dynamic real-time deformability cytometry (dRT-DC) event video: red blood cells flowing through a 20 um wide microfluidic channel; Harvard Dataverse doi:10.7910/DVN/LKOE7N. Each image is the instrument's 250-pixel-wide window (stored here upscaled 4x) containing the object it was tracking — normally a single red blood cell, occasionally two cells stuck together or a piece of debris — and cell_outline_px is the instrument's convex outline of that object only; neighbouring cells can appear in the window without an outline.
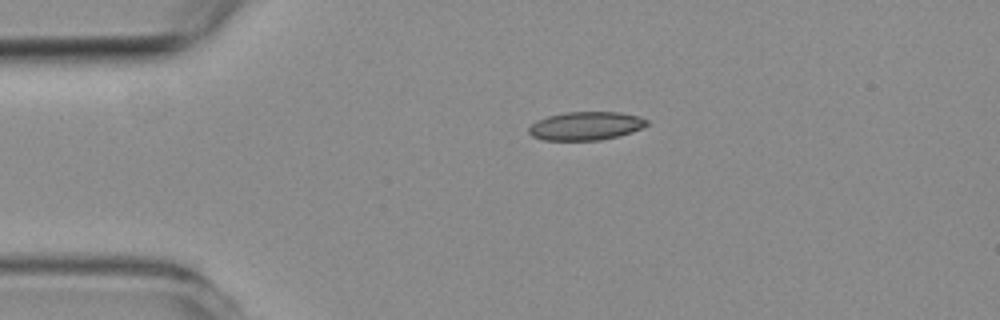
{"species": "common noctule bat (a hibernating species)", "species_latin": "Nyctalus noctula", "temperature_condition": "room temperature", "stored_images_in_passage": 3, "camera_frame_rate_fps": 3000, "um_per_image_px": 0.085, "animal": {"sex": "female", "body_mass_g": 19.3, "forearm_length_mm": 54.1}, "frame": {"image": 1, "passage_image": 1, "time_ms": 0.0, "image_size_px": [1000, 320], "cell_outline_px": [[648, 124], [632, 132], [620, 136], [600, 140], [544, 140], [532, 136], [528, 132], [528, 128], [536, 120], [548, 116], [564, 112], [620, 112], [640, 116], [648, 120]], "centroid_in_image_um": [49.79, 10.7], "position_along_channel_um": 35.2, "area_um2": 19.65}}
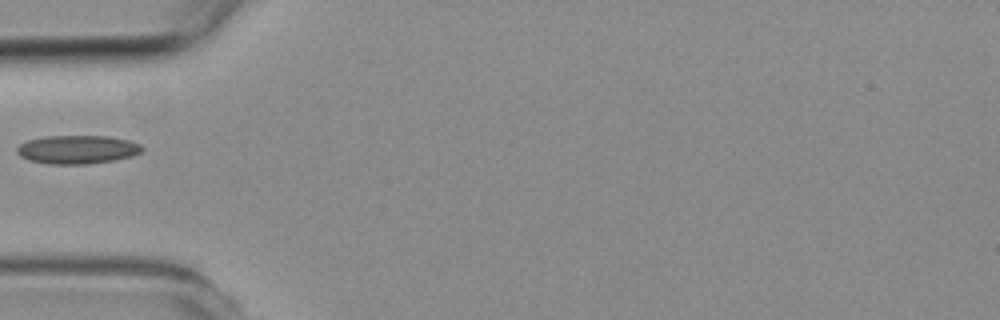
{"frame": {"image": 2, "passage_image": 3, "time_ms": 2.0, "image_size_px": [1000, 320], "cell_outline_px": [[144, 148], [140, 152], [132, 156], [116, 160], [88, 164], [48, 164], [28, 160], [20, 156], [16, 152], [16, 148], [20, 144], [28, 140], [44, 136], [108, 136], [128, 140], [140, 144]], "centroid_in_image_um": [6.56, 12.71], "position_along_channel_um": 78.4, "area_um2": 20.92}}